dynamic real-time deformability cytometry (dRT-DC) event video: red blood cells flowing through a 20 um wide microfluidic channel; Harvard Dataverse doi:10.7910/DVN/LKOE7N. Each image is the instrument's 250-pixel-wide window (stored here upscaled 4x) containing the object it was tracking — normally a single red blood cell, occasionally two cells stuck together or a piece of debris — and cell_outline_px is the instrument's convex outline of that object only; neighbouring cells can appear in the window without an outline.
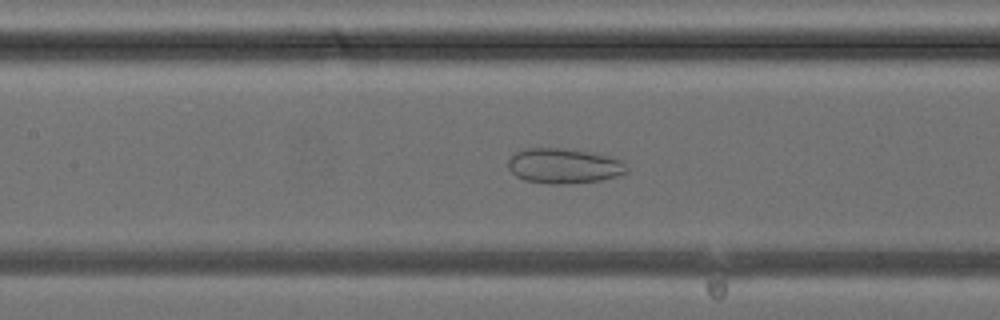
{"species": "common noctule bat (a hibernating species)", "species_latin": "Nyctalus noctula", "temperature_condition": "cold", "stored_images_in_passage": 40, "camera_frame_rate_fps": 3000, "um_per_image_px": 0.085, "animal": {"sex": "female", "body_mass_g": 24.6, "forearm_length_mm": 56.2}, "frame": {"image": 1, "passage_image": 18, "time_ms": 5.667, "image_size_px": [1000, 320], "cell_outline_px": [[628, 172], [616, 176], [600, 180], [564, 184], [548, 184], [524, 180], [516, 176], [508, 168], [508, 160], [516, 152], [524, 148], [564, 148], [608, 156], [620, 160], [628, 168]], "centroid_in_image_um": [47.89, 14.11], "position_along_channel_um": 159.5, "area_um2": 24.1}}